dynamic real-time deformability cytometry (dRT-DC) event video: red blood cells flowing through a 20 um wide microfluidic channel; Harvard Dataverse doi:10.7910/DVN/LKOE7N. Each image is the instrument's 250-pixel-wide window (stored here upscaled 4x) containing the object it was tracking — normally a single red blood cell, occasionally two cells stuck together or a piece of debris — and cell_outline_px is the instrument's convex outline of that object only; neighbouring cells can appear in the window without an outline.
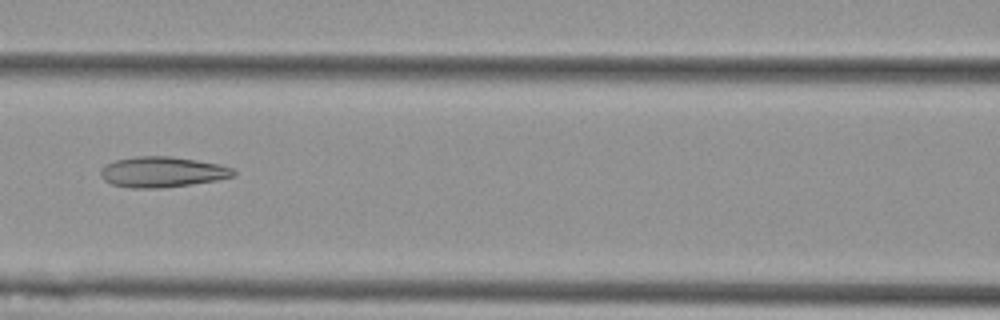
{"species": "Egyptian fruit bat (a non-hibernating species)", "species_latin": "Rousettus aegyptiacus", "temperature_condition": "cold", "stored_images_in_passage": 4, "camera_frame_rate_fps": 3000, "um_per_image_px": 0.085, "animal": {"sex": "female"}, "frame": {"image": 1, "passage_image": 4, "time_ms": 1.0, "image_size_px": [1000, 320], "cell_outline_px": [[236, 176], [216, 180], [160, 188], [132, 188], [112, 184], [104, 180], [100, 176], [100, 168], [116, 160], [136, 156], [172, 156], [220, 164], [232, 168], [236, 172]], "centroid_in_image_um": [13.79, 14.61], "position_along_channel_um": 152.8, "area_um2": 23.58}}